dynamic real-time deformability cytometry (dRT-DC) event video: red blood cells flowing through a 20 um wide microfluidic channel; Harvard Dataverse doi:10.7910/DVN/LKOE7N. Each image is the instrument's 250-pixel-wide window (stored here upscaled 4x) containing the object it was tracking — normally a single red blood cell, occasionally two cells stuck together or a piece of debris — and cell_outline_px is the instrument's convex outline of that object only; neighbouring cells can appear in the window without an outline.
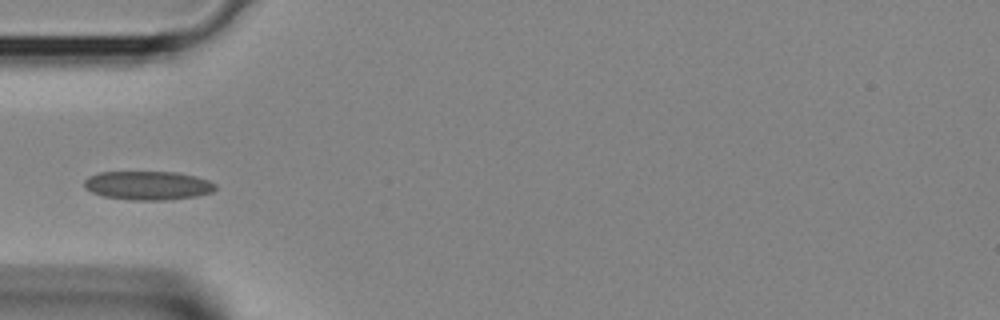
{"species": "Egyptian fruit bat (a non-hibernating species)", "species_latin": "Rousettus aegyptiacus", "temperature_condition": "room temperature", "stored_images_in_passage": 27, "camera_frame_rate_fps": 3000, "um_per_image_px": 0.085, "animal": {"sex": "female"}, "frame": {"image": 1, "passage_image": 1, "time_ms": 0.0, "image_size_px": [1000, 320], "cell_outline_px": [[216, 188], [212, 192], [196, 196], [168, 200], [128, 200], [104, 196], [92, 192], [84, 188], [84, 180], [88, 176], [100, 172], [176, 172], [196, 176], [208, 180], [216, 184]], "centroid_in_image_um": [12.56, 15.76], "position_along_channel_um": 72.4, "area_um2": 22.14}}
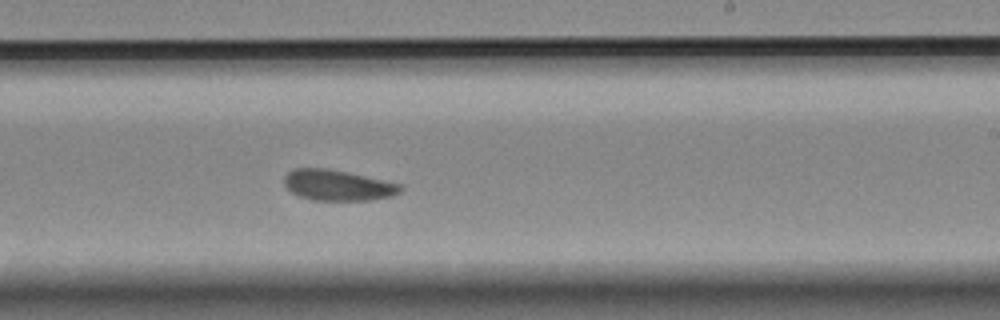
{"frame": {"image": 2, "passage_image": 12, "time_ms": 3.667, "image_size_px": [1000, 320], "cell_outline_px": [[404, 188], [400, 192], [392, 196], [368, 200], [312, 200], [300, 196], [292, 192], [284, 184], [284, 176], [288, 172], [296, 168], [328, 168], [348, 172], [400, 184]], "centroid_in_image_um": [28.7, 15.74], "position_along_channel_um": 260.3, "area_um2": 20.69}}
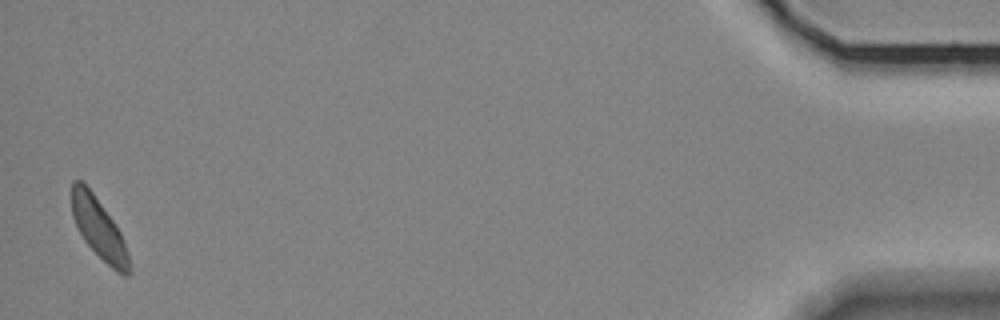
{"frame": {"image": 3, "passage_image": 27, "time_ms": 8.667, "image_size_px": [1000, 320], "cell_outline_px": [[132, 272], [128, 276], [124, 276], [116, 272], [84, 240], [72, 216], [72, 180], [80, 180], [92, 192], [112, 220], [120, 232], [124, 240], [132, 268]], "centroid_in_image_um": [8.44, 19.47], "position_along_channel_um": 426.8, "area_um2": 19.83}}